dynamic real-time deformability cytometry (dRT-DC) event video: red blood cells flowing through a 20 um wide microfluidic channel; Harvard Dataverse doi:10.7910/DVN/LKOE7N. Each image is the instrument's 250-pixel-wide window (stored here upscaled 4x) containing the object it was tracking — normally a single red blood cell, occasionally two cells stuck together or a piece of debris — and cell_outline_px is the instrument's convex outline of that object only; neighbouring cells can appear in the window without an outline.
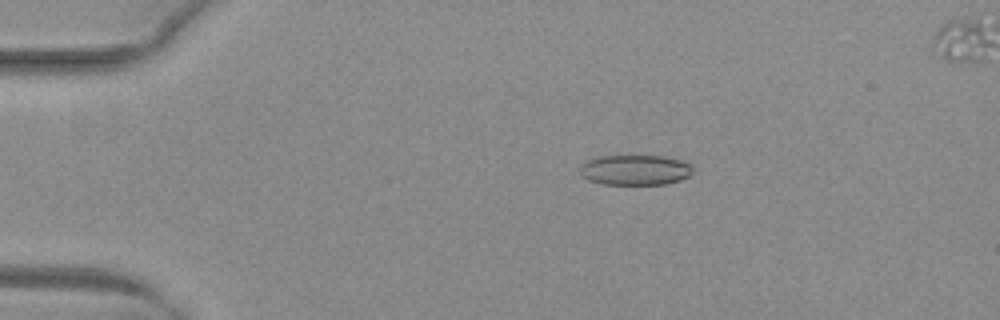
{"species": "common noctule bat (a hibernating species)", "species_latin": "Nyctalus noctula", "temperature_condition": "warm", "stored_images_in_passage": 52, "camera_frame_rate_fps": 3000, "um_per_image_px": 0.085, "animal": {"sex": "female", "body_mass_g": 29.2, "forearm_length_mm": 56.3}, "frame": {"image": 1, "passage_image": 11, "time_ms": 3.333, "image_size_px": [1000, 320], "cell_outline_px": [[692, 172], [688, 176], [680, 180], [664, 184], [604, 184], [588, 180], [580, 172], [580, 164], [588, 160], [600, 156], [664, 156], [680, 160], [692, 164]], "centroid_in_image_um": [53.99, 14.44], "position_along_channel_um": 31.0, "area_um2": 19.83}}
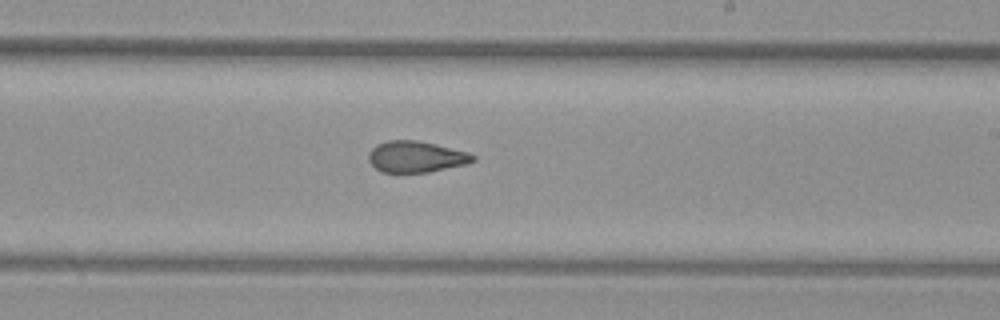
{"frame": {"image": 2, "passage_image": 32, "time_ms": 10.333, "image_size_px": [1000, 320], "cell_outline_px": [[476, 160], [468, 164], [428, 172], [384, 172], [376, 168], [368, 160], [368, 152], [376, 144], [388, 140], [416, 140], [468, 152], [476, 156]], "centroid_in_image_um": [35.36, 13.32], "position_along_channel_um": 253.6, "area_um2": 18.96}}
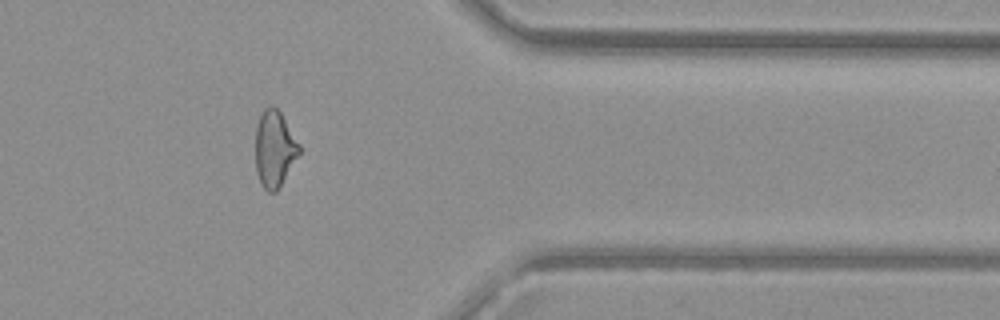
{"frame": {"image": 3, "passage_image": 43, "time_ms": 14.0, "image_size_px": [1000, 320], "cell_outline_px": [[300, 152], [276, 192], [268, 192], [260, 184], [256, 172], [256, 124], [264, 108], [272, 104], [280, 112], [300, 144]], "centroid_in_image_um": [23.32, 12.64], "position_along_channel_um": 388.1, "area_um2": 19.36}, "authors_computed_cell_mechanics": {"area_um2": 20.23, "velocity_mm_per_s": 4.0687, "shape_relaxation_time_tau1_ms": null, "shape_relaxation_time_tau2_ms": 2.487, "deformation_change_tau1": null, "deformation_change_tau2": 0.0963}}